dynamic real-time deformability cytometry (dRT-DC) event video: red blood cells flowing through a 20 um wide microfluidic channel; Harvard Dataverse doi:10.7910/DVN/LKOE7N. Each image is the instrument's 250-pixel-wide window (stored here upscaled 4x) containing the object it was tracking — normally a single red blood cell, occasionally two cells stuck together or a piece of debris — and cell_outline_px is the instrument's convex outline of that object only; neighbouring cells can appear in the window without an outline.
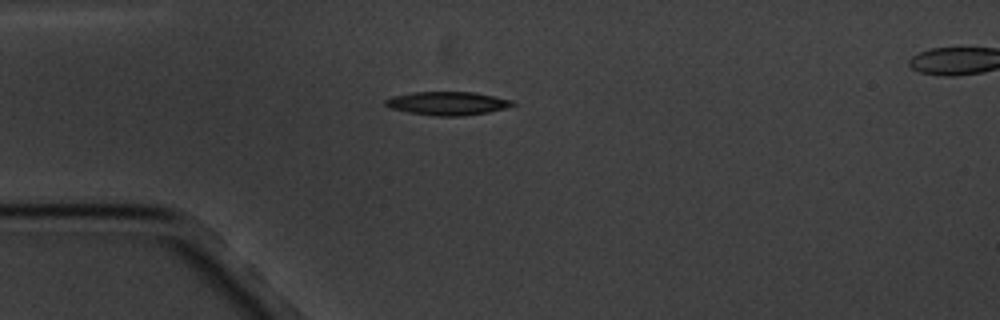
{"species": "common noctule bat (a hibernating species)", "species_latin": "Nyctalus noctula", "temperature_condition": "cold", "stored_images_in_passage": 2, "camera_frame_rate_fps": 3000, "um_per_image_px": 0.085, "animal": {"sex": "male", "body_mass_g": 20.1, "forearm_length_mm": 53.5}, "frame": {"image": 1, "passage_image": 1, "time_ms": 0.0, "image_size_px": [1000, 320], "cell_outline_px": [[516, 104], [504, 108], [488, 112], [464, 116], [436, 116], [408, 112], [392, 108], [384, 104], [384, 100], [392, 96], [412, 92], [476, 92], [512, 100]], "centroid_in_image_um": [38.03, 8.78], "position_along_channel_um": 47.0, "area_um2": 17.34}}